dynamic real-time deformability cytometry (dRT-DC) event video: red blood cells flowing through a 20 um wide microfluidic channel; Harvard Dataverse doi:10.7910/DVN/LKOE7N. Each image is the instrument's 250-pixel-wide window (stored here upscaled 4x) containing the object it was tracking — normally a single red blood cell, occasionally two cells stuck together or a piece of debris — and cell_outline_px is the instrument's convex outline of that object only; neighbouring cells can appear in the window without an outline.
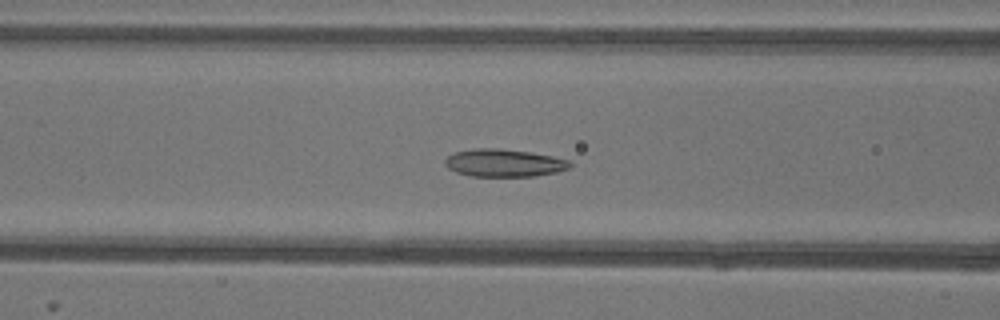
{"species": "common noctule bat (a hibernating species)", "species_latin": "Nyctalus noctula", "temperature_condition": "warm", "stored_images_in_passage": 45, "camera_frame_rate_fps": 3000, "um_per_image_px": 0.085, "animal": {"sex": "female"}, "frame": {"image": 1, "passage_image": 13, "time_ms": 4.0, "image_size_px": [1000, 320], "cell_outline_px": [[572, 164], [568, 168], [556, 172], [536, 176], [468, 176], [456, 172], [448, 168], [444, 164], [444, 160], [448, 156], [456, 152], [476, 148], [496, 148], [528, 152], [552, 156], [568, 160]], "centroid_in_image_um": [42.81, 13.85], "position_along_channel_um": 123.8, "area_um2": 20.0}}
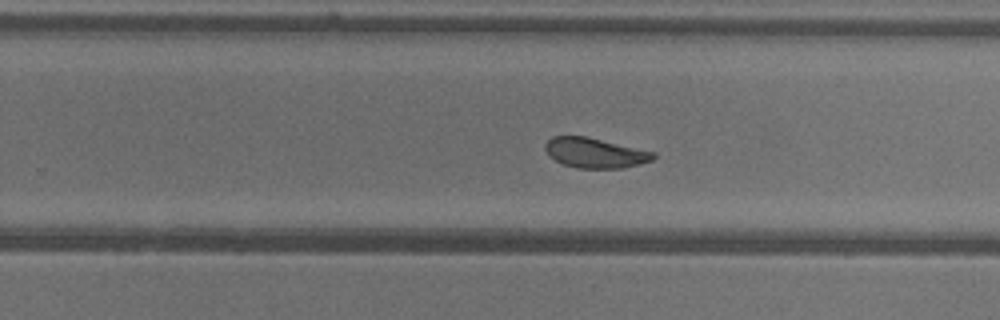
{"frame": {"image": 2, "passage_image": 25, "time_ms": 8.0, "image_size_px": [1000, 320], "cell_outline_px": [[656, 156], [652, 160], [640, 164], [620, 168], [576, 168], [564, 164], [548, 156], [544, 148], [544, 144], [552, 136], [588, 136], [656, 152]], "centroid_in_image_um": [50.57, 12.98], "position_along_channel_um": 279.2, "area_um2": 19.07}}
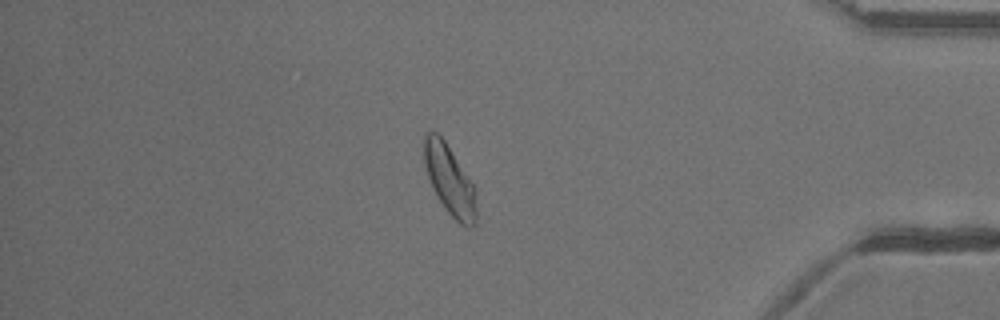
{"frame": {"image": 3, "passage_image": 37, "time_ms": 12.0, "image_size_px": [1000, 320], "cell_outline_px": [[476, 224], [472, 228], [468, 228], [460, 224], [444, 208], [436, 196], [432, 188], [424, 164], [424, 136], [428, 132], [436, 132], [444, 140], [476, 188]], "centroid_in_image_um": [38.23, 15.36], "position_along_channel_um": 397.0, "area_um2": 21.27}, "authors_computed_cell_mechanics": {"area_um2": 20.7502, "velocity_mm_per_s": 3.8984, "shape_relaxation_time_tau1_ms": 5.0958, "shape_relaxation_time_tau2_ms": 3.8621, "deformation_change_tau1": 0.1333, "deformation_change_tau2": 0.0723}}